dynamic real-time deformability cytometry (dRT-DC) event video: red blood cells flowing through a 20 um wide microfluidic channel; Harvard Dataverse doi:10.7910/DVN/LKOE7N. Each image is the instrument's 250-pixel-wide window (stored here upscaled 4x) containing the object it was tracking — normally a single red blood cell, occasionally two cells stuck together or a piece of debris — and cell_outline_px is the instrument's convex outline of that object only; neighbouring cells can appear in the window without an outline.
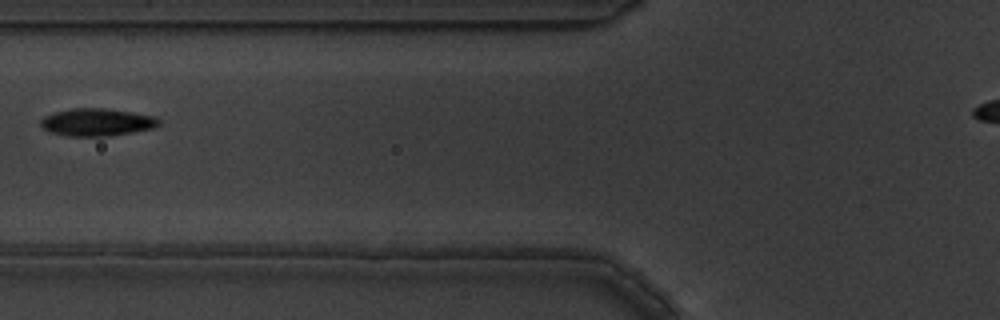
{"species": "common noctule bat (a hibernating species)", "species_latin": "Nyctalus noctula", "temperature_condition": "warm", "stored_images_in_passage": 3, "camera_frame_rate_fps": 3000, "um_per_image_px": 0.085, "animal": {"sex": "male", "body_mass_g": 19.5, "forearm_length_mm": 54.6}, "frame": {"image": 1, "passage_image": 3, "time_ms": 0.667, "image_size_px": [1000, 320], "cell_outline_px": [[160, 124], [152, 128], [132, 132], [108, 136], [64, 136], [48, 132], [40, 124], [40, 120], [44, 116], [52, 112], [72, 108], [104, 108], [132, 112], [156, 116], [160, 120]], "centroid_in_image_um": [8.2, 10.38], "position_along_channel_um": 117.6, "area_um2": 19.13}}